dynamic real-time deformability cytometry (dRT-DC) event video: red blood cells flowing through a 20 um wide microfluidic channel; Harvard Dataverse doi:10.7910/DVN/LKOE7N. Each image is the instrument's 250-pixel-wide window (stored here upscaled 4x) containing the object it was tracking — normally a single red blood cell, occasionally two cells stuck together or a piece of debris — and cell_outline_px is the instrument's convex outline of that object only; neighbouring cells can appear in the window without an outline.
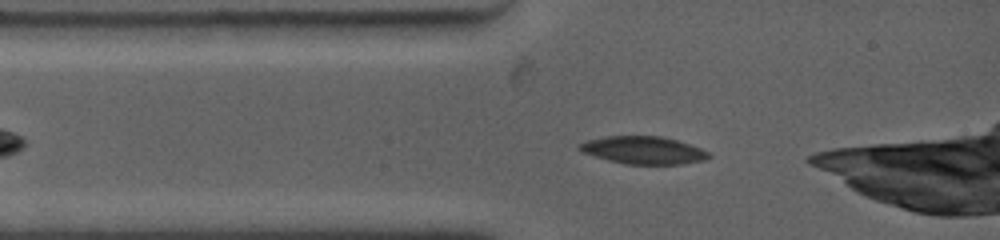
{"species": "common noctule bat (a hibernating species)", "species_latin": "Nyctalus noctula", "temperature_condition": "warm", "stored_images_in_passage": 28, "camera_frame_rate_fps": 4500, "um_per_image_px": 0.085, "animal": {"sex": "female", "body_mass_g": 19.0, "forearm_length_mm": 53.3}, "frame": {"image": 1, "passage_image": 2, "time_ms": 0.667, "image_size_px": [1000, 240], "cell_outline_px": [[712, 156], [704, 160], [680, 164], [624, 164], [608, 160], [584, 152], [576, 148], [580, 144], [588, 140], [604, 136], [660, 136], [676, 140], [700, 148], [708, 152]], "centroid_in_image_um": [54.69, 12.77], "position_along_channel_um": 30.3, "area_um2": 20.58}}
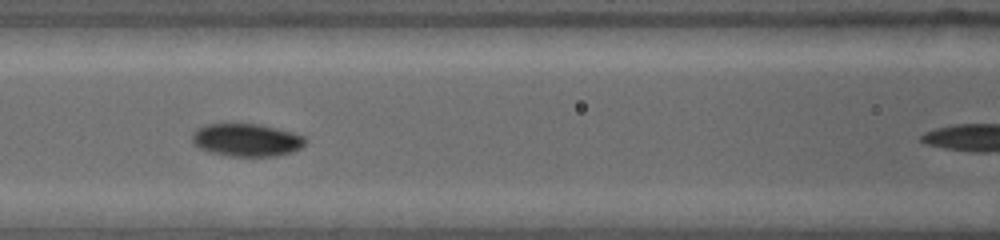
{"frame": {"image": 2, "passage_image": 9, "time_ms": 3.778, "image_size_px": [1000, 240], "cell_outline_px": [[308, 140], [300, 148], [292, 152], [276, 156], [232, 156], [212, 152], [200, 148], [192, 144], [192, 132], [196, 128], [208, 124], [260, 124], [292, 132], [304, 136]], "centroid_in_image_um": [20.96, 11.89], "position_along_channel_um": 145.6, "area_um2": 21.62}}
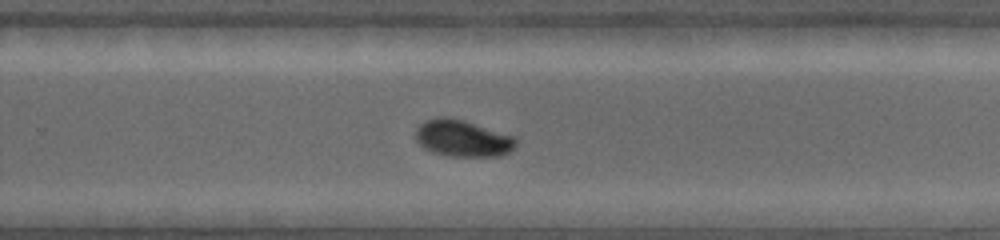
{"frame": {"image": 3, "passage_image": 21, "time_ms": 7.556, "image_size_px": [1000, 240], "cell_outline_px": [[516, 144], [508, 152], [500, 156], [448, 156], [432, 152], [424, 148], [416, 140], [416, 128], [424, 120], [436, 116], [448, 116], [464, 120], [516, 136]], "centroid_in_image_um": [39.3, 11.74], "position_along_channel_um": 290.5, "area_um2": 21.68}}